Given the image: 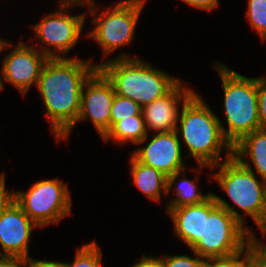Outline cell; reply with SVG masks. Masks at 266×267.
Instances as JSON below:
<instances>
[{
    "instance_id": "8",
    "label": "cell",
    "mask_w": 266,
    "mask_h": 267,
    "mask_svg": "<svg viewBox=\"0 0 266 267\" xmlns=\"http://www.w3.org/2000/svg\"><path fill=\"white\" fill-rule=\"evenodd\" d=\"M14 201L38 227L56 224L71 213L68 186L56 178L37 181L28 192H14Z\"/></svg>"
},
{
    "instance_id": "28",
    "label": "cell",
    "mask_w": 266,
    "mask_h": 267,
    "mask_svg": "<svg viewBox=\"0 0 266 267\" xmlns=\"http://www.w3.org/2000/svg\"><path fill=\"white\" fill-rule=\"evenodd\" d=\"M184 3H187L188 5L202 9V10H212L218 6L219 0H181Z\"/></svg>"
},
{
    "instance_id": "9",
    "label": "cell",
    "mask_w": 266,
    "mask_h": 267,
    "mask_svg": "<svg viewBox=\"0 0 266 267\" xmlns=\"http://www.w3.org/2000/svg\"><path fill=\"white\" fill-rule=\"evenodd\" d=\"M58 3L59 10L48 14L40 23L32 26L41 43L46 45L39 50L49 58H63V56L65 58V55L78 42L87 14L71 16L67 12L64 13L66 9L68 10L69 7L71 9L76 4L85 5V0H59ZM48 46H54V51L62 56L52 52Z\"/></svg>"
},
{
    "instance_id": "24",
    "label": "cell",
    "mask_w": 266,
    "mask_h": 267,
    "mask_svg": "<svg viewBox=\"0 0 266 267\" xmlns=\"http://www.w3.org/2000/svg\"><path fill=\"white\" fill-rule=\"evenodd\" d=\"M255 237L249 240V267H266V244Z\"/></svg>"
},
{
    "instance_id": "32",
    "label": "cell",
    "mask_w": 266,
    "mask_h": 267,
    "mask_svg": "<svg viewBox=\"0 0 266 267\" xmlns=\"http://www.w3.org/2000/svg\"><path fill=\"white\" fill-rule=\"evenodd\" d=\"M7 47V48H6ZM8 47H12V44L6 40H3L0 38V52L4 50L5 48L8 49ZM2 75H0V90L4 88L3 81L1 78Z\"/></svg>"
},
{
    "instance_id": "12",
    "label": "cell",
    "mask_w": 266,
    "mask_h": 267,
    "mask_svg": "<svg viewBox=\"0 0 266 267\" xmlns=\"http://www.w3.org/2000/svg\"><path fill=\"white\" fill-rule=\"evenodd\" d=\"M35 47L19 42L3 59L1 75L6 82L14 85L24 96L33 83L37 86L41 69L48 60Z\"/></svg>"
},
{
    "instance_id": "23",
    "label": "cell",
    "mask_w": 266,
    "mask_h": 267,
    "mask_svg": "<svg viewBox=\"0 0 266 267\" xmlns=\"http://www.w3.org/2000/svg\"><path fill=\"white\" fill-rule=\"evenodd\" d=\"M206 267H249V241L243 250L233 255L206 259Z\"/></svg>"
},
{
    "instance_id": "16",
    "label": "cell",
    "mask_w": 266,
    "mask_h": 267,
    "mask_svg": "<svg viewBox=\"0 0 266 267\" xmlns=\"http://www.w3.org/2000/svg\"><path fill=\"white\" fill-rule=\"evenodd\" d=\"M131 177L137 188L149 199L159 202L161 194L167 195V176L159 170L137 161L132 155L130 159Z\"/></svg>"
},
{
    "instance_id": "22",
    "label": "cell",
    "mask_w": 266,
    "mask_h": 267,
    "mask_svg": "<svg viewBox=\"0 0 266 267\" xmlns=\"http://www.w3.org/2000/svg\"><path fill=\"white\" fill-rule=\"evenodd\" d=\"M245 16L252 28L266 40V0H248V10Z\"/></svg>"
},
{
    "instance_id": "7",
    "label": "cell",
    "mask_w": 266,
    "mask_h": 267,
    "mask_svg": "<svg viewBox=\"0 0 266 267\" xmlns=\"http://www.w3.org/2000/svg\"><path fill=\"white\" fill-rule=\"evenodd\" d=\"M146 0H122L100 14L94 0H85L88 11L93 16V29L87 36L99 43L105 56L123 45L131 43L136 24Z\"/></svg>"
},
{
    "instance_id": "4",
    "label": "cell",
    "mask_w": 266,
    "mask_h": 267,
    "mask_svg": "<svg viewBox=\"0 0 266 267\" xmlns=\"http://www.w3.org/2000/svg\"><path fill=\"white\" fill-rule=\"evenodd\" d=\"M97 67L111 81L115 94L129 98L141 107L163 97L180 81L130 55L121 54Z\"/></svg>"
},
{
    "instance_id": "1",
    "label": "cell",
    "mask_w": 266,
    "mask_h": 267,
    "mask_svg": "<svg viewBox=\"0 0 266 267\" xmlns=\"http://www.w3.org/2000/svg\"><path fill=\"white\" fill-rule=\"evenodd\" d=\"M78 58H48L37 83L46 116L56 139H67L77 123L81 91L85 81L98 68Z\"/></svg>"
},
{
    "instance_id": "34",
    "label": "cell",
    "mask_w": 266,
    "mask_h": 267,
    "mask_svg": "<svg viewBox=\"0 0 266 267\" xmlns=\"http://www.w3.org/2000/svg\"><path fill=\"white\" fill-rule=\"evenodd\" d=\"M266 235V210H265V214H264V219H263V236L265 238Z\"/></svg>"
},
{
    "instance_id": "19",
    "label": "cell",
    "mask_w": 266,
    "mask_h": 267,
    "mask_svg": "<svg viewBox=\"0 0 266 267\" xmlns=\"http://www.w3.org/2000/svg\"><path fill=\"white\" fill-rule=\"evenodd\" d=\"M178 182V186L176 185L174 188L178 198H173L171 202L169 201L167 209L202 203L212 194L210 192L206 195L201 194L200 189L197 188L195 183V178L192 181L186 177H182Z\"/></svg>"
},
{
    "instance_id": "26",
    "label": "cell",
    "mask_w": 266,
    "mask_h": 267,
    "mask_svg": "<svg viewBox=\"0 0 266 267\" xmlns=\"http://www.w3.org/2000/svg\"><path fill=\"white\" fill-rule=\"evenodd\" d=\"M258 117L261 128H266V77L257 78Z\"/></svg>"
},
{
    "instance_id": "20",
    "label": "cell",
    "mask_w": 266,
    "mask_h": 267,
    "mask_svg": "<svg viewBox=\"0 0 266 267\" xmlns=\"http://www.w3.org/2000/svg\"><path fill=\"white\" fill-rule=\"evenodd\" d=\"M101 253L99 245L95 241H92L77 249L75 259L72 263H61L64 267H101Z\"/></svg>"
},
{
    "instance_id": "2",
    "label": "cell",
    "mask_w": 266,
    "mask_h": 267,
    "mask_svg": "<svg viewBox=\"0 0 266 267\" xmlns=\"http://www.w3.org/2000/svg\"><path fill=\"white\" fill-rule=\"evenodd\" d=\"M179 115L180 127L176 132L189 149L187 157L195 158L200 168L220 164L221 149L227 150L225 158L233 156V146L222 131L223 124L198 93L183 101Z\"/></svg>"
},
{
    "instance_id": "3",
    "label": "cell",
    "mask_w": 266,
    "mask_h": 267,
    "mask_svg": "<svg viewBox=\"0 0 266 267\" xmlns=\"http://www.w3.org/2000/svg\"><path fill=\"white\" fill-rule=\"evenodd\" d=\"M241 216L226 200L211 194L204 201L203 236L191 250L203 259L226 257L243 250L255 234L243 227Z\"/></svg>"
},
{
    "instance_id": "35",
    "label": "cell",
    "mask_w": 266,
    "mask_h": 267,
    "mask_svg": "<svg viewBox=\"0 0 266 267\" xmlns=\"http://www.w3.org/2000/svg\"><path fill=\"white\" fill-rule=\"evenodd\" d=\"M196 267H206V259H203Z\"/></svg>"
},
{
    "instance_id": "6",
    "label": "cell",
    "mask_w": 266,
    "mask_h": 267,
    "mask_svg": "<svg viewBox=\"0 0 266 267\" xmlns=\"http://www.w3.org/2000/svg\"><path fill=\"white\" fill-rule=\"evenodd\" d=\"M217 173L211 174L230 197L234 205L242 209L257 224L263 234V219L266 210V181H258L253 168L234 156L225 158Z\"/></svg>"
},
{
    "instance_id": "10",
    "label": "cell",
    "mask_w": 266,
    "mask_h": 267,
    "mask_svg": "<svg viewBox=\"0 0 266 267\" xmlns=\"http://www.w3.org/2000/svg\"><path fill=\"white\" fill-rule=\"evenodd\" d=\"M178 136L176 130L156 133L146 147L138 148L129 154L142 164L153 167L167 176V193L185 169Z\"/></svg>"
},
{
    "instance_id": "27",
    "label": "cell",
    "mask_w": 266,
    "mask_h": 267,
    "mask_svg": "<svg viewBox=\"0 0 266 267\" xmlns=\"http://www.w3.org/2000/svg\"><path fill=\"white\" fill-rule=\"evenodd\" d=\"M14 200V192L6 190L5 175L0 174V214L8 207Z\"/></svg>"
},
{
    "instance_id": "21",
    "label": "cell",
    "mask_w": 266,
    "mask_h": 267,
    "mask_svg": "<svg viewBox=\"0 0 266 267\" xmlns=\"http://www.w3.org/2000/svg\"><path fill=\"white\" fill-rule=\"evenodd\" d=\"M141 111L142 107L135 101L115 94L110 112V128L120 120L142 115Z\"/></svg>"
},
{
    "instance_id": "13",
    "label": "cell",
    "mask_w": 266,
    "mask_h": 267,
    "mask_svg": "<svg viewBox=\"0 0 266 267\" xmlns=\"http://www.w3.org/2000/svg\"><path fill=\"white\" fill-rule=\"evenodd\" d=\"M35 227L38 226L13 200L0 214V245L4 251L0 255L31 260L28 245L31 231Z\"/></svg>"
},
{
    "instance_id": "33",
    "label": "cell",
    "mask_w": 266,
    "mask_h": 267,
    "mask_svg": "<svg viewBox=\"0 0 266 267\" xmlns=\"http://www.w3.org/2000/svg\"><path fill=\"white\" fill-rule=\"evenodd\" d=\"M11 267H31V260L18 259Z\"/></svg>"
},
{
    "instance_id": "5",
    "label": "cell",
    "mask_w": 266,
    "mask_h": 267,
    "mask_svg": "<svg viewBox=\"0 0 266 267\" xmlns=\"http://www.w3.org/2000/svg\"><path fill=\"white\" fill-rule=\"evenodd\" d=\"M224 90L227 129L222 131L234 146L244 136L261 129L258 117L257 78L243 76L221 63H215Z\"/></svg>"
},
{
    "instance_id": "30",
    "label": "cell",
    "mask_w": 266,
    "mask_h": 267,
    "mask_svg": "<svg viewBox=\"0 0 266 267\" xmlns=\"http://www.w3.org/2000/svg\"><path fill=\"white\" fill-rule=\"evenodd\" d=\"M31 267H64L61 262L31 259Z\"/></svg>"
},
{
    "instance_id": "25",
    "label": "cell",
    "mask_w": 266,
    "mask_h": 267,
    "mask_svg": "<svg viewBox=\"0 0 266 267\" xmlns=\"http://www.w3.org/2000/svg\"><path fill=\"white\" fill-rule=\"evenodd\" d=\"M196 258L187 255H174L162 257L165 267H196L202 260L197 253L194 252Z\"/></svg>"
},
{
    "instance_id": "29",
    "label": "cell",
    "mask_w": 266,
    "mask_h": 267,
    "mask_svg": "<svg viewBox=\"0 0 266 267\" xmlns=\"http://www.w3.org/2000/svg\"><path fill=\"white\" fill-rule=\"evenodd\" d=\"M132 267H165L163 259L160 257H147L145 254L139 262L135 263Z\"/></svg>"
},
{
    "instance_id": "18",
    "label": "cell",
    "mask_w": 266,
    "mask_h": 267,
    "mask_svg": "<svg viewBox=\"0 0 266 267\" xmlns=\"http://www.w3.org/2000/svg\"><path fill=\"white\" fill-rule=\"evenodd\" d=\"M148 131L142 115H134L131 118L116 122L102 137L104 142L110 138L117 143L132 142L142 144L147 140Z\"/></svg>"
},
{
    "instance_id": "15",
    "label": "cell",
    "mask_w": 266,
    "mask_h": 267,
    "mask_svg": "<svg viewBox=\"0 0 266 267\" xmlns=\"http://www.w3.org/2000/svg\"><path fill=\"white\" fill-rule=\"evenodd\" d=\"M174 224V234L191 249L203 236L204 202L167 209Z\"/></svg>"
},
{
    "instance_id": "31",
    "label": "cell",
    "mask_w": 266,
    "mask_h": 267,
    "mask_svg": "<svg viewBox=\"0 0 266 267\" xmlns=\"http://www.w3.org/2000/svg\"><path fill=\"white\" fill-rule=\"evenodd\" d=\"M17 260L14 256L0 255V267H11Z\"/></svg>"
},
{
    "instance_id": "17",
    "label": "cell",
    "mask_w": 266,
    "mask_h": 267,
    "mask_svg": "<svg viewBox=\"0 0 266 267\" xmlns=\"http://www.w3.org/2000/svg\"><path fill=\"white\" fill-rule=\"evenodd\" d=\"M233 156L236 159L249 156L261 180L266 181V128L244 136L233 146Z\"/></svg>"
},
{
    "instance_id": "14",
    "label": "cell",
    "mask_w": 266,
    "mask_h": 267,
    "mask_svg": "<svg viewBox=\"0 0 266 267\" xmlns=\"http://www.w3.org/2000/svg\"><path fill=\"white\" fill-rule=\"evenodd\" d=\"M184 85L180 80L166 95L142 107L141 112L147 130L149 128L161 133L177 129L180 103L187 101L195 93Z\"/></svg>"
},
{
    "instance_id": "11",
    "label": "cell",
    "mask_w": 266,
    "mask_h": 267,
    "mask_svg": "<svg viewBox=\"0 0 266 267\" xmlns=\"http://www.w3.org/2000/svg\"><path fill=\"white\" fill-rule=\"evenodd\" d=\"M85 87L86 89H84ZM114 97L113 84L97 68L83 85L78 123L90 118L98 134L103 137L110 129V112Z\"/></svg>"
}]
</instances>
